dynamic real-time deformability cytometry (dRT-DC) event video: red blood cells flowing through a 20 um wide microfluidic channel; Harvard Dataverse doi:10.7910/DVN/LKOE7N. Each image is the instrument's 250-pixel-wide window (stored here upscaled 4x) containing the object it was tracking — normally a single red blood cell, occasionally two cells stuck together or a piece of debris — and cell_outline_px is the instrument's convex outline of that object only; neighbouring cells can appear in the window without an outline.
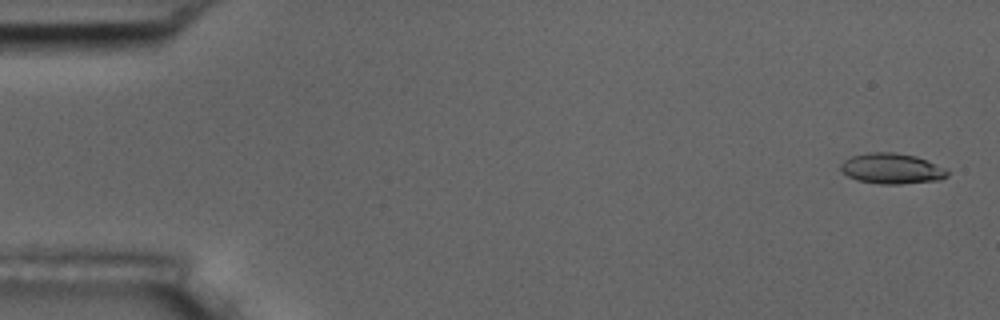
{"species": "common noctule bat (a hibernating species)", "species_latin": "Nyctalus noctula", "temperature_condition": "room temperature", "stored_images_in_passage": 5, "camera_frame_rate_fps": 3000, "um_per_image_px": 0.085, "animal": {"sex": "male", "body_mass_g": 17.5, "forearm_length_mm": 52.3}, "frame": {"image": 1, "passage_image": 1, "time_ms": 0.0, "image_size_px": [1000, 320], "cell_outline_px": [[948, 176], [940, 180], [900, 184], [880, 184], [856, 180], [848, 176], [840, 168], [840, 164], [844, 160], [852, 156], [868, 152], [896, 152], [916, 156], [948, 168]], "centroid_in_image_um": [75.83, 14.32], "position_along_channel_um": 9.2, "area_um2": 19.19}}
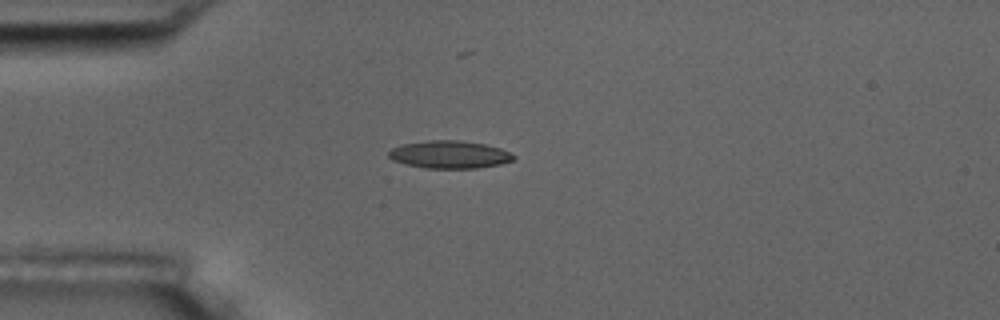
{"frame": {"image": 2, "passage_image": 5, "time_ms": 4.333, "image_size_px": [1000, 320], "cell_outline_px": [[516, 156], [512, 160], [500, 164], [476, 168], [424, 168], [404, 164], [392, 160], [388, 156], [388, 152], [392, 148], [400, 144], [428, 140], [460, 140], [484, 144], [500, 148]], "centroid_in_image_um": [38.16, 13.13], "position_along_channel_um": 46.8, "area_um2": 20.17}}